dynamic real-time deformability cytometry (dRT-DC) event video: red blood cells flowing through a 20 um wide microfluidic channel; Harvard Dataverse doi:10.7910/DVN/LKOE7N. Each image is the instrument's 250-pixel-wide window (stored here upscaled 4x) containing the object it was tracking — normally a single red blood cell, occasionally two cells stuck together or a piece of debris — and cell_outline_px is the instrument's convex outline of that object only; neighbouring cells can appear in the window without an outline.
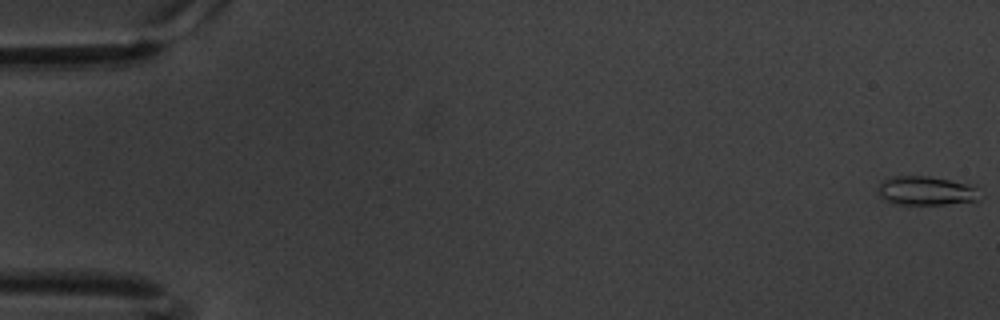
{"species": "common noctule bat (a hibernating species)", "species_latin": "Nyctalus noctula", "temperature_condition": "warm", "stored_images_in_passage": 61, "camera_frame_rate_fps": 3000, "um_per_image_px": 0.085, "animal": {"sex": "male", "body_mass_g": 20.1, "forearm_length_mm": 53.5}, "frame": {"image": 1, "passage_image": 1, "time_ms": 0.0, "image_size_px": [1000, 320], "cell_outline_px": [[984, 196], [976, 204], [892, 204], [884, 200], [880, 196], [876, 188], [880, 180], [896, 176], [928, 176], [976, 184]], "centroid_in_image_um": [78.86, 16.23], "position_along_channel_um": 6.1, "area_um2": 18.32}}
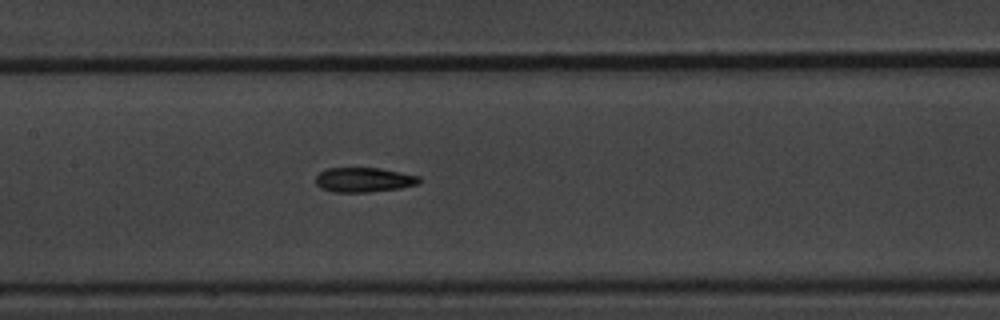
{"frame": {"image": 2, "passage_image": 30, "time_ms": 9.667, "image_size_px": [1000, 320], "cell_outline_px": [[420, 180], [416, 184], [400, 188], [368, 192], [332, 192], [320, 188], [316, 184], [316, 176], [320, 172], [328, 168], [380, 168], [420, 176]], "centroid_in_image_um": [30.89, 15.28], "position_along_channel_um": 176.5, "area_um2": 14.8}}
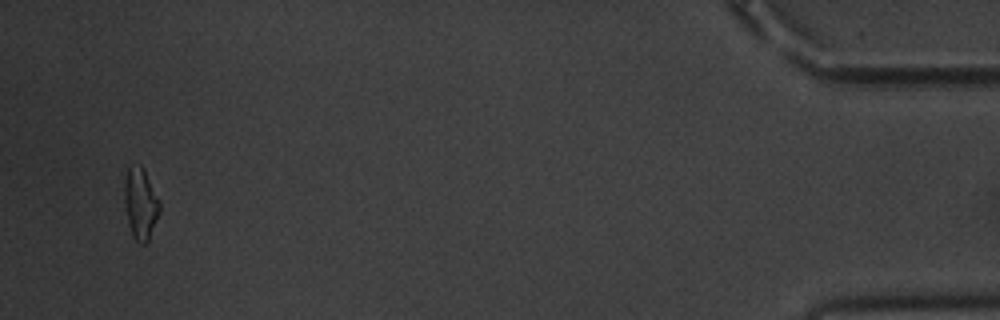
{"frame": {"image": 3, "passage_image": 59, "time_ms": 19.333, "image_size_px": [1000, 320], "cell_outline_px": [[160, 212], [148, 240], [144, 244], [140, 244], [132, 236], [128, 224], [124, 200], [124, 184], [128, 168], [140, 164], [144, 168], [160, 200]], "centroid_in_image_um": [11.95, 17.3], "position_along_channel_um": 423.2, "area_um2": 14.74}, "authors_computed_cell_mechanics": {"area_um2": 14.9702, "velocity_mm_per_s": 3.3727, "shape_relaxation_time_tau1_ms": 6.0326, "shape_relaxation_time_tau2_ms": 4.2442, "deformation_change_tau1": 0.1867, "deformation_change_tau2": 0.1364}}